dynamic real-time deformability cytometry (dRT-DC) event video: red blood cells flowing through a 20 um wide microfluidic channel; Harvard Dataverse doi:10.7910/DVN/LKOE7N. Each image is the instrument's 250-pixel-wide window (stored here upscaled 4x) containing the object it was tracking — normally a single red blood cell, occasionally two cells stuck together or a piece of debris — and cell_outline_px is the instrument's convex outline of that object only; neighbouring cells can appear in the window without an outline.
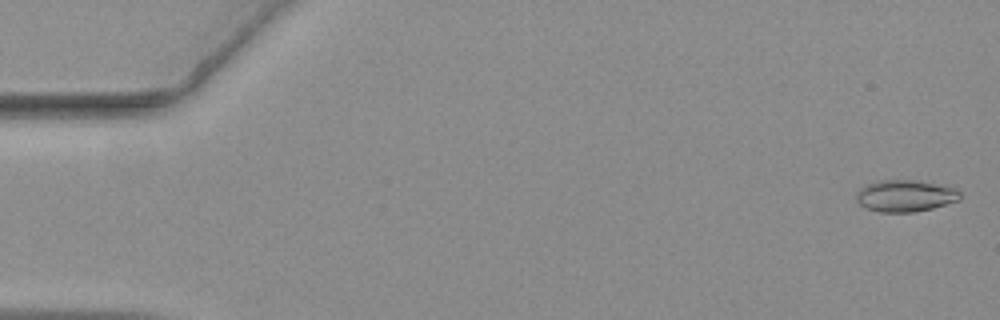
{"species": "common noctule bat (a hibernating species)", "species_latin": "Nyctalus noctula", "temperature_condition": "warm", "stored_images_in_passage": 57, "camera_frame_rate_fps": 3000, "um_per_image_px": 0.085, "animal": {"sex": "female", "body_mass_g": 19.3, "forearm_length_mm": 54.1}, "frame": {"image": 1, "passage_image": 2, "time_ms": 0.333, "image_size_px": [1000, 320], "cell_outline_px": [[960, 200], [932, 208], [912, 212], [880, 212], [864, 208], [856, 200], [856, 192], [864, 184], [876, 180], [916, 180], [956, 188], [960, 192]], "centroid_in_image_um": [76.9, 16.64], "position_along_channel_um": 8.1, "area_um2": 19.36}}
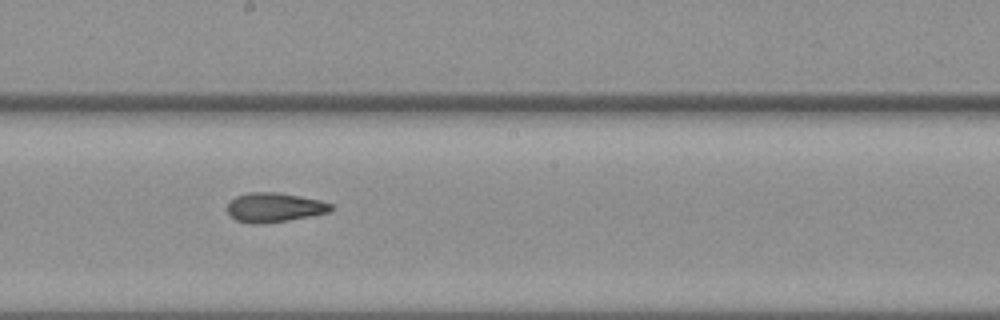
{"frame": {"image": 2, "passage_image": 32, "time_ms": 10.333, "image_size_px": [1000, 320], "cell_outline_px": [[332, 212], [288, 220], [256, 224], [252, 224], [236, 220], [228, 212], [228, 204], [236, 196], [248, 192], [276, 192], [300, 196], [320, 200], [332, 204]], "centroid_in_image_um": [23.34, 17.62], "position_along_channel_um": 224.9, "area_um2": 17.63}}
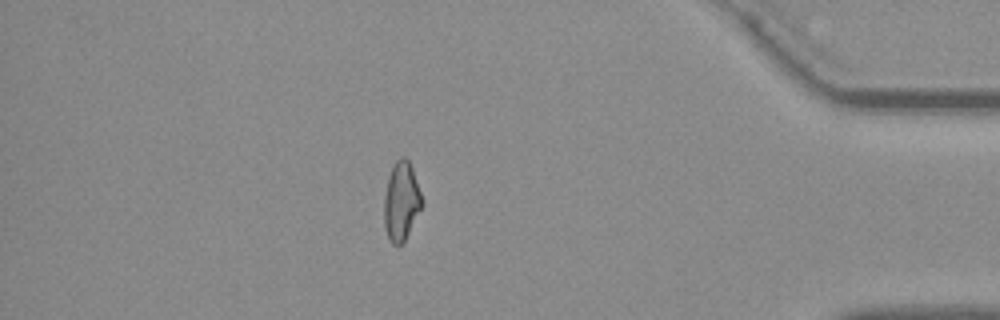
{"frame": {"image": 3, "passage_image": 50, "time_ms": 16.333, "image_size_px": [1000, 320], "cell_outline_px": [[424, 204], [404, 240], [400, 244], [392, 244], [384, 228], [384, 196], [388, 176], [396, 160], [400, 156], [404, 156], [408, 160], [412, 168]], "centroid_in_image_um": [34.1, 17.09], "position_along_channel_um": 401.1, "area_um2": 17.22}, "authors_computed_cell_mechanics": {"area_um2": 17.9758, "velocity_mm_per_s": 3.6484, "shape_relaxation_time_tau1_ms": null, "shape_relaxation_time_tau2_ms": 3.1686, "deformation_change_tau1": null, "deformation_change_tau2": 0.102}}